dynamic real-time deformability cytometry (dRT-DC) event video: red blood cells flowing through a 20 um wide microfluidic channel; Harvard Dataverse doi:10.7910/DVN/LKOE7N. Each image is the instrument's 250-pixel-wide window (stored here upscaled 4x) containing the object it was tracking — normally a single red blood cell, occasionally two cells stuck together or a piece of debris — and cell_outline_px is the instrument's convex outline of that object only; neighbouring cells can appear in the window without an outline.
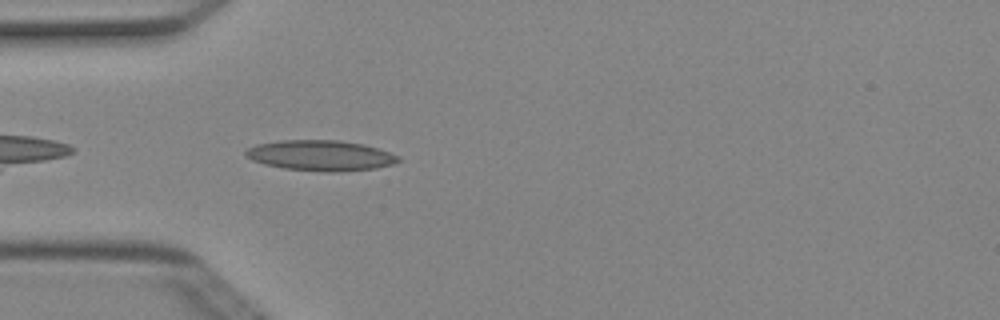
{"species": "Egyptian fruit bat (a non-hibernating species)", "species_latin": "Rousettus aegyptiacus", "temperature_condition": "cold", "stored_images_in_passage": 4, "camera_frame_rate_fps": 3000, "um_per_image_px": 0.085, "animal": {"sex": "female"}, "frame": {"image": 1, "passage_image": 4, "time_ms": 1.0, "image_size_px": [1000, 320], "cell_outline_px": [[400, 160], [392, 164], [376, 168], [336, 172], [328, 172], [284, 168], [264, 164], [252, 160], [244, 152], [248, 148], [256, 144], [280, 140], [340, 140], [364, 144], [400, 156]], "centroid_in_image_um": [27.25, 13.21], "position_along_channel_um": 57.8, "area_um2": 26.99}}